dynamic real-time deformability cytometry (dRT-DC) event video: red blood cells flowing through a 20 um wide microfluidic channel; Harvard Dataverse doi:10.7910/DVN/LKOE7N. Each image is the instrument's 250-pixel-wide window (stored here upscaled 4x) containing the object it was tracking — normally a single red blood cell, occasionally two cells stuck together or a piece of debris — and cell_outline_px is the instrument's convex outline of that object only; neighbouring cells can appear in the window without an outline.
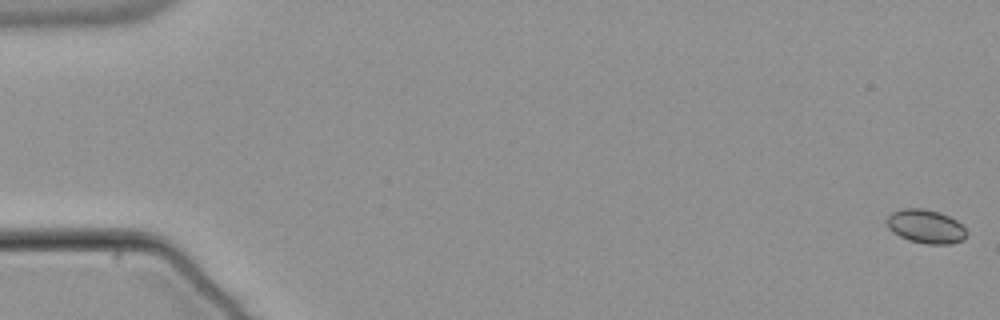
{"species": "common noctule bat (a hibernating species)", "species_latin": "Nyctalus noctula", "temperature_condition": "warm", "stored_images_in_passage": 56, "camera_frame_rate_fps": 3000, "um_per_image_px": 0.085, "animal": {"sex": "male", "body_mass_g": 21.5, "forearm_length_mm": 52.0}, "frame": {"image": 1, "passage_image": 1, "time_ms": 0.0, "image_size_px": [1000, 320], "cell_outline_px": [[968, 232], [964, 240], [952, 244], [928, 244], [908, 240], [892, 232], [888, 228], [888, 216], [892, 212], [904, 208], [924, 208], [948, 216], [956, 220]], "centroid_in_image_um": [78.7, 19.26], "position_along_channel_um": 6.3, "area_um2": 15.61}}
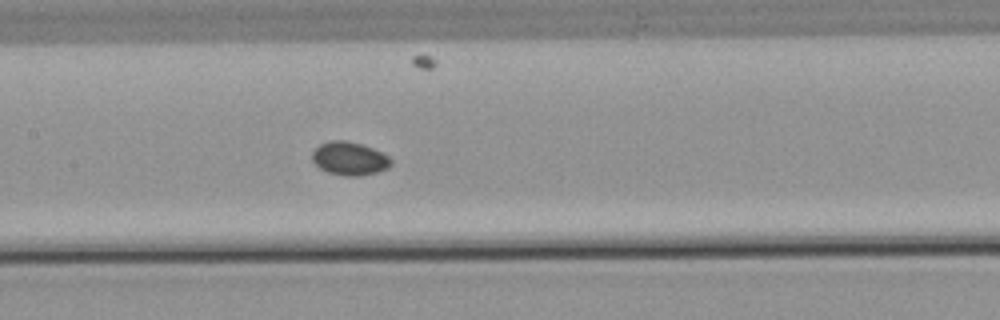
{"frame": {"image": 2, "passage_image": 28, "time_ms": 9.0, "image_size_px": [1000, 320], "cell_outline_px": [[392, 164], [388, 168], [376, 172], [360, 176], [344, 176], [328, 172], [320, 168], [312, 160], [312, 152], [320, 144], [332, 140], [344, 140], [360, 144], [372, 148], [388, 156], [392, 160]], "centroid_in_image_um": [29.71, 13.48], "position_along_channel_um": 177.7, "area_um2": 15.2}}
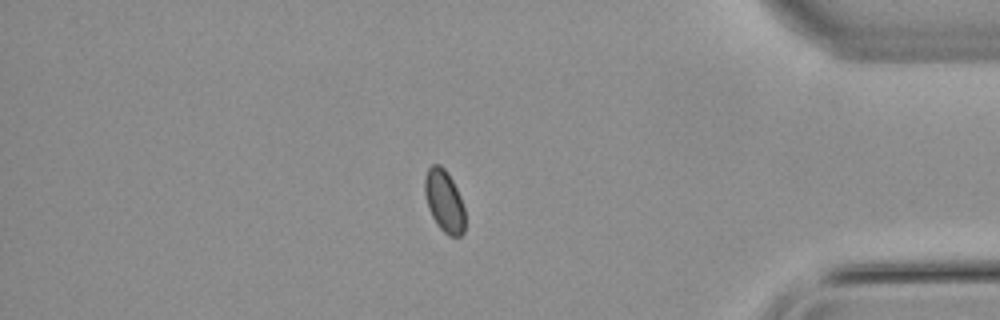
{"frame": {"image": 3, "passage_image": 48, "time_ms": 15.667, "image_size_px": [1000, 320], "cell_outline_px": [[464, 232], [460, 236], [448, 236], [436, 224], [428, 208], [424, 192], [424, 180], [428, 168], [432, 164], [440, 164], [448, 172], [460, 196], [464, 208]], "centroid_in_image_um": [37.75, 17.08], "position_along_channel_um": 397.5, "area_um2": 14.62}}